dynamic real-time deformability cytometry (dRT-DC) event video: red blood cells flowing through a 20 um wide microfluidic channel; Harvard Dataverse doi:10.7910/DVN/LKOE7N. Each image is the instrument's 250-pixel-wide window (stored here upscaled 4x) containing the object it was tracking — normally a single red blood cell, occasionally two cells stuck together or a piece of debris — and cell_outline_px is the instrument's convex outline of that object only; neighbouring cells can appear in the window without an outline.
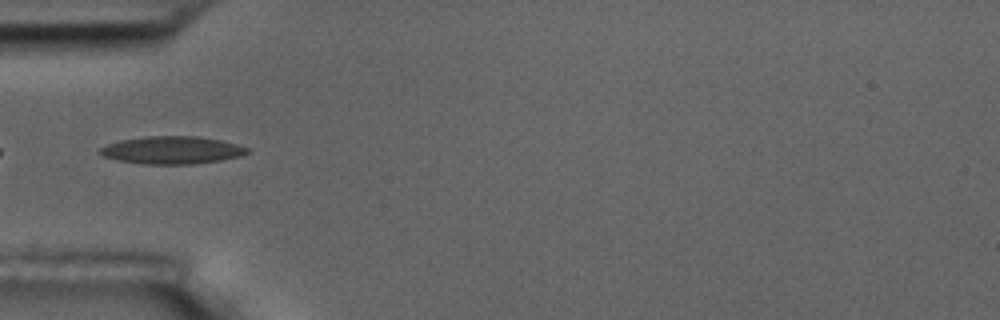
{"species": "common noctule bat (a hibernating species)", "species_latin": "Nyctalus noctula", "temperature_condition": "room temperature", "stored_images_in_passage": 4, "camera_frame_rate_fps": 3000, "um_per_image_px": 0.085, "animal": {"sex": "male", "body_mass_g": 17.5, "forearm_length_mm": 52.3}, "frame": {"image": 1, "passage_image": 4, "time_ms": 3.333, "image_size_px": [1000, 320], "cell_outline_px": [[252, 148], [248, 152], [240, 156], [220, 160], [196, 164], [144, 164], [116, 160], [104, 156], [96, 152], [100, 148], [108, 144], [120, 140], [144, 136], [196, 136], [220, 140]], "centroid_in_image_um": [14.61, 12.76], "position_along_channel_um": 70.4, "area_um2": 23.81}}